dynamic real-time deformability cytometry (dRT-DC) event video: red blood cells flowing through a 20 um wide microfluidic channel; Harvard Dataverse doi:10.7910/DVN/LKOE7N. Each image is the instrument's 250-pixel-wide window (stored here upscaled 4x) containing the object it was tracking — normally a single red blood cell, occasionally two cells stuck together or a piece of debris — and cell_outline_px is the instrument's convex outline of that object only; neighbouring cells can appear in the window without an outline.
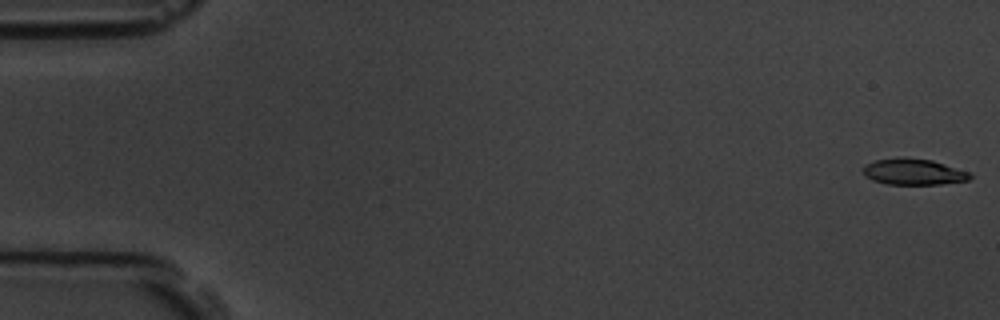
{"species": "common noctule bat (a hibernating species)", "species_latin": "Nyctalus noctula", "temperature_condition": "room temperature", "stored_images_in_passage": 6, "camera_frame_rate_fps": 3000, "um_per_image_px": 0.085, "animal": {"sex": "male", "body_mass_g": 19.5, "forearm_length_mm": 54.6}, "frame": {"image": 1, "passage_image": 1, "time_ms": 0.0, "image_size_px": [1000, 320], "cell_outline_px": [[972, 176], [968, 180], [940, 184], [888, 184], [872, 180], [864, 176], [864, 164], [876, 160], [900, 156], [932, 160], [972, 172]], "centroid_in_image_um": [77.65, 14.59], "position_along_channel_um": 7.3, "area_um2": 16.47}}
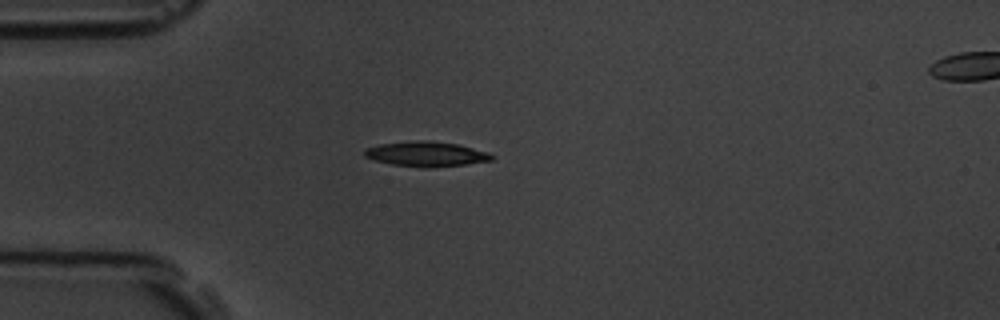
{"frame": {"image": 2, "passage_image": 5, "time_ms": 4.667, "image_size_px": [1000, 320], "cell_outline_px": [[496, 156], [492, 160], [464, 164], [428, 168], [424, 168], [392, 164], [376, 160], [364, 156], [364, 148], [380, 144], [420, 140], [424, 140], [460, 144], [488, 152]], "centroid_in_image_um": [36.25, 13.09], "position_along_channel_um": 48.8, "area_um2": 18.44}}